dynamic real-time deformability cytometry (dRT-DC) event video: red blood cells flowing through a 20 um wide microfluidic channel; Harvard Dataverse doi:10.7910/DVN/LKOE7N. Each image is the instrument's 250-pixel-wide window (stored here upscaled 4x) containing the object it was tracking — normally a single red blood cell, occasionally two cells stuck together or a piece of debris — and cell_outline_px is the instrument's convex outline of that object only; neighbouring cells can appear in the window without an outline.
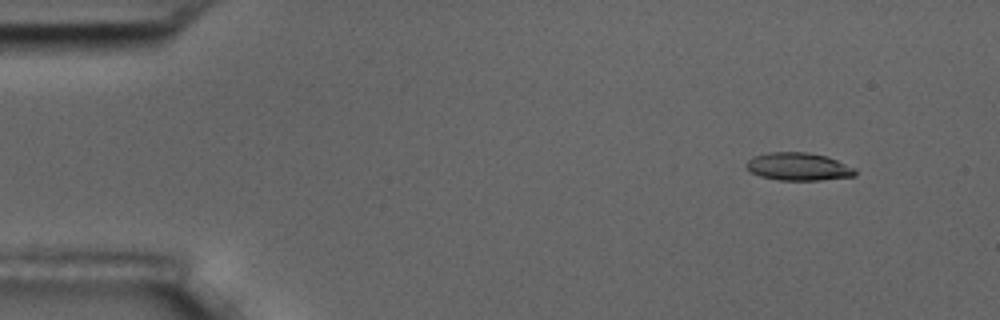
{"species": "common noctule bat (a hibernating species)", "species_latin": "Nyctalus noctula", "temperature_condition": "room temperature", "stored_images_in_passage": 10, "camera_frame_rate_fps": 3000, "um_per_image_px": 0.085, "animal": {"sex": "male", "body_mass_g": 17.5, "forearm_length_mm": 52.3}, "frame": {"image": 1, "passage_image": 1, "time_ms": 0.0, "image_size_px": [1000, 320], "cell_outline_px": [[856, 176], [820, 180], [780, 180], [760, 176], [744, 168], [744, 164], [748, 160], [756, 156], [768, 152], [808, 152], [824, 156], [836, 160], [856, 168]], "centroid_in_image_um": [67.85, 14.17], "position_along_channel_um": 17.1, "area_um2": 17.63}}
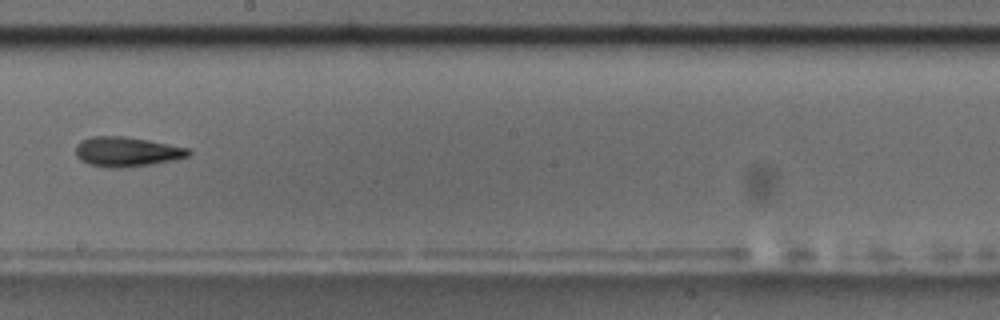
{"frame": {"image": 2, "passage_image": 9, "time_ms": 9.0, "image_size_px": [1000, 320], "cell_outline_px": [[192, 152], [188, 156], [176, 160], [124, 168], [116, 168], [88, 164], [80, 160], [76, 156], [76, 144], [80, 140], [92, 136], [120, 136], [148, 140], [188, 148]], "centroid_in_image_um": [10.76, 12.9], "position_along_channel_um": 237.4, "area_um2": 19.54}}
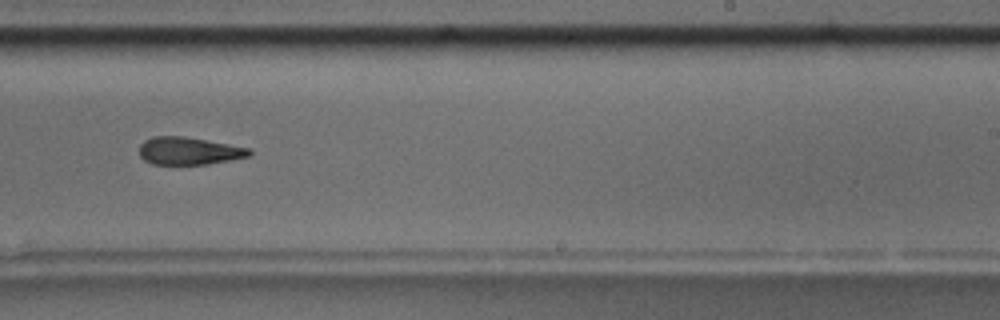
{"frame": {"image": 3, "passage_image": 10, "time_ms": 10.0, "image_size_px": [1000, 320], "cell_outline_px": [[252, 156], [208, 164], [152, 164], [144, 160], [140, 156], [140, 144], [144, 140], [152, 136], [184, 136], [248, 148], [252, 152]], "centroid_in_image_um": [16.04, 12.83], "position_along_channel_um": 273.0, "area_um2": 17.63}}